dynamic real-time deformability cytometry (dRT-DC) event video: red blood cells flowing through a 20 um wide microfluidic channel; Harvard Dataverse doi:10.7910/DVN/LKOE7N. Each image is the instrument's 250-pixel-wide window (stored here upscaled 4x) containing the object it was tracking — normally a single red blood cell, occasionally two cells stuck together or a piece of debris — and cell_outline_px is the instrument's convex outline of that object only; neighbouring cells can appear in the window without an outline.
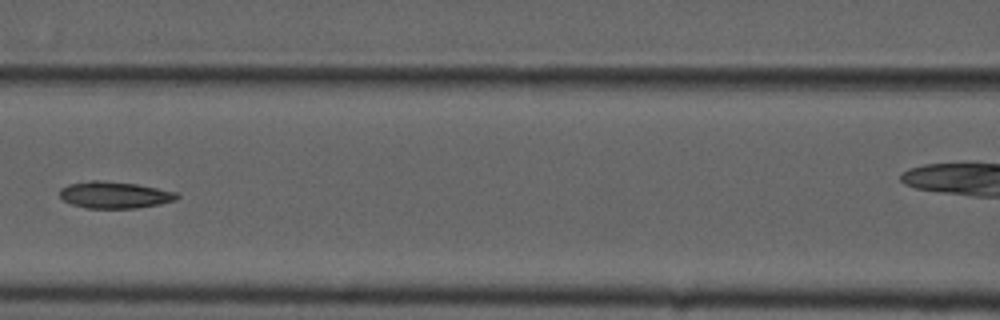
{"species": "common noctule bat (a hibernating species)", "species_latin": "Nyctalus noctula", "temperature_condition": "cold", "stored_images_in_passage": 9, "segment_of_instrument_passage": [1, 2], "camera_frame_rate_fps": 3000, "um_per_image_px": 0.085, "animal": {"sex": "male", "forearm_length_mm": 52.5}, "frame": {"image": 1, "passage_image": 8, "time_ms": 2.333, "image_size_px": [1000, 320], "cell_outline_px": [[180, 196], [176, 200], [160, 204], [136, 208], [88, 208], [72, 204], [64, 200], [60, 196], [60, 188], [68, 184], [92, 180], [100, 180], [136, 184], [180, 192]], "centroid_in_image_um": [9.78, 16.56], "position_along_channel_um": 156.8, "area_um2": 18.32}}